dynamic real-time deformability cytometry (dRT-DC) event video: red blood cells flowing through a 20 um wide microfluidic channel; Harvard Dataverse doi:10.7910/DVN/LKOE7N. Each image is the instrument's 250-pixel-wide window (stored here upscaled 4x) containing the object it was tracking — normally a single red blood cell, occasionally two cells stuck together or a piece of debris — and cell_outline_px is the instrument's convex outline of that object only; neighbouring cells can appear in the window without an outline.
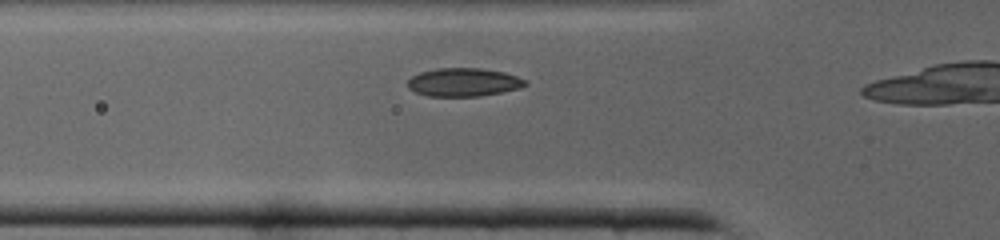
{"species": "common noctule bat (a hibernating species)", "species_latin": "Nyctalus noctula", "temperature_condition": "cold", "stored_images_in_passage": 18, "camera_frame_rate_fps": 3000, "um_per_image_px": 0.085, "animal": {"sex": "male", "body_mass_g": 19.0, "forearm_length_mm": 50.8}, "frame": {"image": 1, "passage_image": 9, "time_ms": 2.667, "image_size_px": [1000, 240], "cell_outline_px": [[528, 84], [520, 88], [480, 96], [428, 96], [416, 92], [408, 88], [408, 80], [412, 76], [420, 72], [436, 68], [480, 68], [504, 72], [516, 76], [524, 80]], "centroid_in_image_um": [39.38, 6.98], "position_along_channel_um": 86.4, "area_um2": 19.31}}
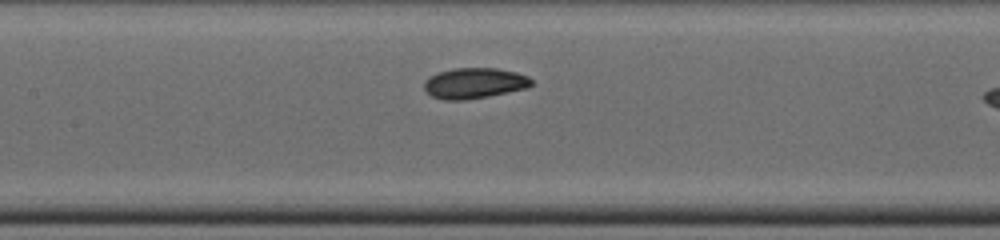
{"frame": {"image": 2, "passage_image": 14, "time_ms": 4.333, "image_size_px": [1000, 240], "cell_outline_px": [[532, 84], [528, 88], [488, 96], [464, 100], [444, 100], [432, 96], [424, 88], [424, 80], [428, 76], [436, 72], [452, 68], [496, 68], [516, 72], [528, 76], [532, 80]], "centroid_in_image_um": [40.3, 7.06], "position_along_channel_um": 167.1, "area_um2": 19.31}}
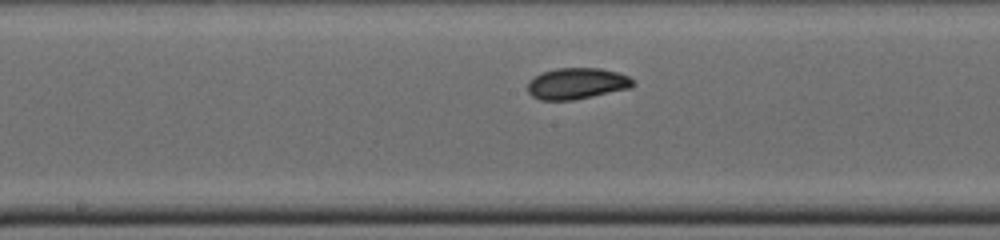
{"frame": {"image": 3, "passage_image": 16, "time_ms": 5.0, "image_size_px": [1000, 240], "cell_outline_px": [[636, 84], [628, 88], [592, 96], [572, 100], [540, 100], [532, 96], [528, 92], [528, 80], [544, 72], [556, 68], [600, 68], [616, 72], [628, 76]], "centroid_in_image_um": [49.0, 7.1], "position_along_channel_um": 199.2, "area_um2": 18.96}}